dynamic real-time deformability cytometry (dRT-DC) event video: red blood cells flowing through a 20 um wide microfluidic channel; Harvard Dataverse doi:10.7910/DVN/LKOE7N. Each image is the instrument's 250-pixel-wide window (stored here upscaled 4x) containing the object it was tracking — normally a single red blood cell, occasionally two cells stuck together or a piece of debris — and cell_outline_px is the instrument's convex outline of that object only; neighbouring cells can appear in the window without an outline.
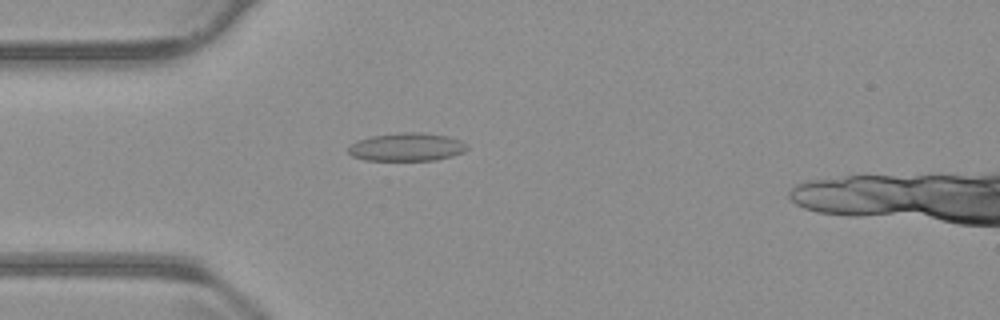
{"species": "common noctule bat (a hibernating species)", "species_latin": "Nyctalus noctula", "temperature_condition": "warm", "stored_images_in_passage": 51, "camera_frame_rate_fps": 3000, "um_per_image_px": 0.085, "animal": {"sex": "male", "body_mass_g": 23.1, "forearm_length_mm": 52.7}, "frame": {"image": 1, "passage_image": 15, "time_ms": 4.667, "image_size_px": [1000, 320], "cell_outline_px": [[468, 148], [464, 152], [452, 156], [436, 160], [364, 160], [352, 156], [348, 152], [348, 148], [356, 140], [372, 136], [396, 132], [424, 132], [448, 136], [460, 140], [468, 144]], "centroid_in_image_um": [34.59, 12.48], "position_along_channel_um": 50.4, "area_um2": 19.71}}
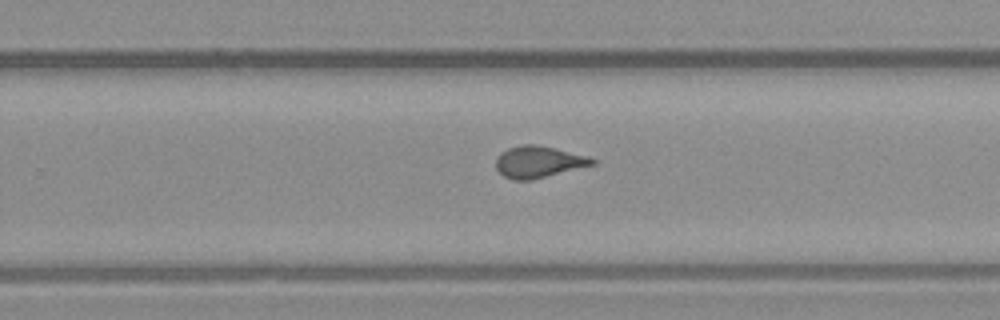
{"frame": {"image": 2, "passage_image": 34, "time_ms": 11.0, "image_size_px": [1000, 320], "cell_outline_px": [[596, 164], [532, 180], [512, 180], [504, 176], [496, 168], [496, 156], [500, 152], [508, 148], [520, 144], [536, 144], [556, 148], [588, 156], [596, 160]], "centroid_in_image_um": [45.76, 13.75], "position_along_channel_um": 284.0, "area_um2": 17.98}}
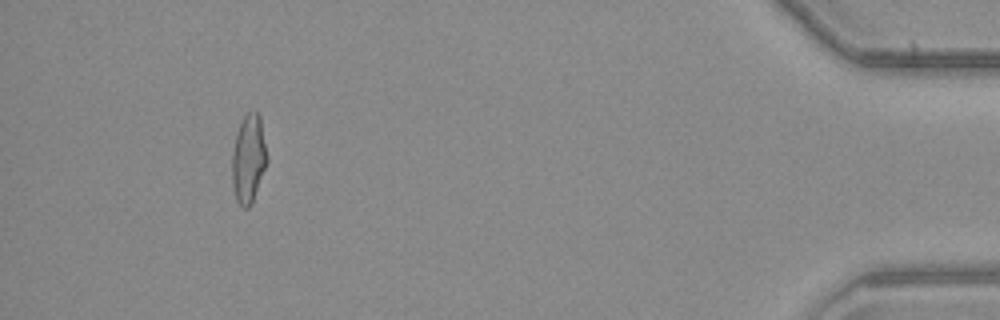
{"frame": {"image": 3, "passage_image": 50, "time_ms": 16.333, "image_size_px": [1000, 320], "cell_outline_px": [[268, 160], [252, 204], [248, 208], [244, 208], [236, 200], [232, 184], [232, 152], [236, 132], [240, 120], [248, 112], [256, 112], [260, 116]], "centroid_in_image_um": [21.11, 13.5], "position_along_channel_um": 414.1, "area_um2": 18.15}}